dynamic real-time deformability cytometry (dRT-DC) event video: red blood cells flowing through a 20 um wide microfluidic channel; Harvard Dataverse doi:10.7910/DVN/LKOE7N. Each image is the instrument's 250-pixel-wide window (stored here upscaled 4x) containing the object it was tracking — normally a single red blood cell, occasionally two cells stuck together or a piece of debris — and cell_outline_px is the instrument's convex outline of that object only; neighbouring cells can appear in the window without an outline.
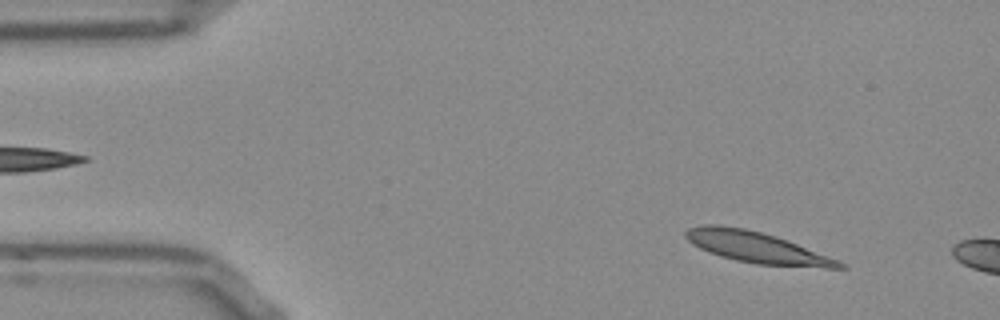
{"species": "Egyptian fruit bat (a non-hibernating species)", "species_latin": "Rousettus aegyptiacus", "temperature_condition": "room temperature", "stored_images_in_passage": 52, "camera_frame_rate_fps": 3000, "um_per_image_px": 0.085, "frame": {"image": 1, "passage_image": 5, "time_ms": 1.333, "image_size_px": [1000, 320], "cell_outline_px": [[848, 268], [824, 268], [756, 264], [736, 260], [720, 256], [708, 252], [692, 244], [684, 236], [684, 232], [688, 228], [704, 224], [720, 224], [744, 228], [776, 236], [848, 264]], "centroid_in_image_um": [64.29, 21.03], "position_along_channel_um": 20.7, "area_um2": 27.86}}
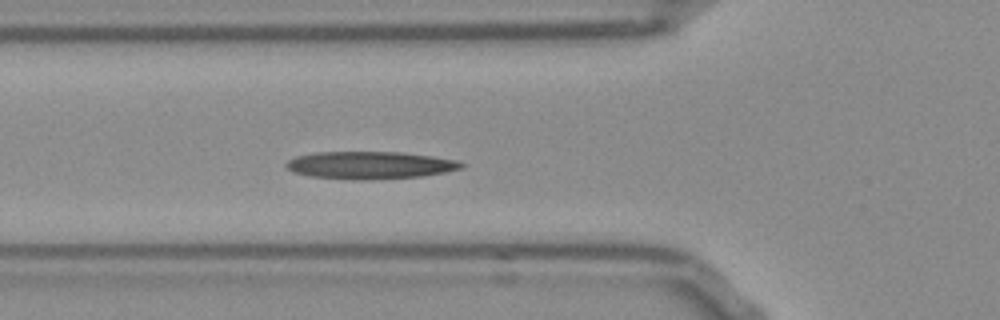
{"frame": {"image": 2, "passage_image": 17, "time_ms": 5.333, "image_size_px": [1000, 320], "cell_outline_px": [[464, 168], [424, 176], [360, 180], [348, 180], [308, 176], [292, 172], [284, 164], [288, 160], [296, 156], [316, 152], [400, 152], [432, 156], [456, 160], [464, 164]], "centroid_in_image_um": [31.41, 14.04], "position_along_channel_um": 94.4, "area_um2": 28.21}}
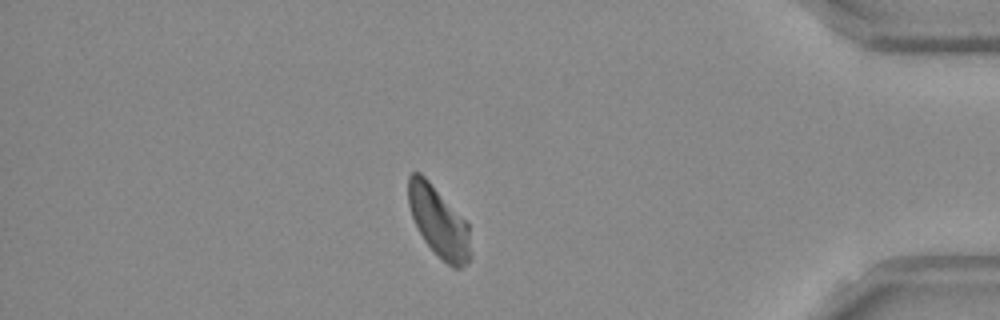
{"frame": {"image": 3, "passage_image": 44, "time_ms": 14.333, "image_size_px": [1000, 320], "cell_outline_px": [[468, 264], [460, 268], [452, 268], [424, 240], [412, 216], [408, 204], [408, 176], [412, 172], [420, 172], [468, 220]], "centroid_in_image_um": [37.28, 18.79], "position_along_channel_um": 397.9, "area_um2": 25.14}, "authors_computed_cell_mechanics": {"area_um2": 26.6747, "velocity_mm_per_s": 3.8096, "shape_relaxation_time_tau1_ms": 5.3666, "shape_relaxation_time_tau2_ms": null, "deformation_change_tau1": 0.1615, "deformation_change_tau2": null}}